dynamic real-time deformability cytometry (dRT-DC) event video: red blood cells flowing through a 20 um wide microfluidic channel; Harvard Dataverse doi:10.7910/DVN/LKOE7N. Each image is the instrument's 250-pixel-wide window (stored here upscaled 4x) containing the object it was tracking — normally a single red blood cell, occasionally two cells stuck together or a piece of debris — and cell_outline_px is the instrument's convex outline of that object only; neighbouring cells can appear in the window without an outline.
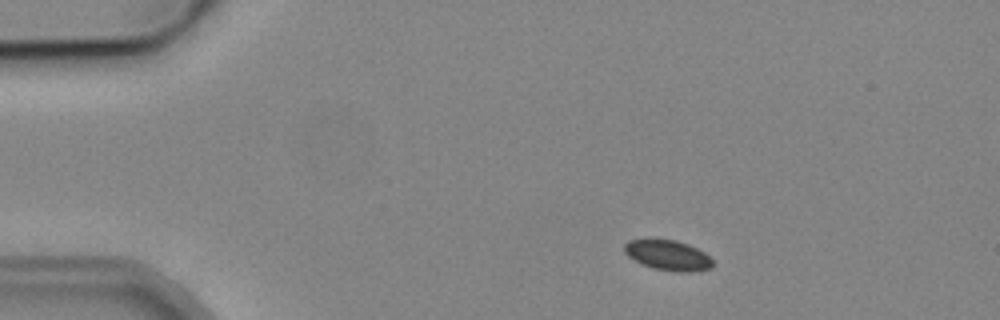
{"species": "common noctule bat (a hibernating species)", "species_latin": "Nyctalus noctula", "temperature_condition": "cold", "stored_images_in_passage": 4, "camera_frame_rate_fps": 3000, "um_per_image_px": 0.085, "animal": {"sex": "male", "body_mass_g": 19.2, "forearm_length_mm": 51.8}, "frame": {"image": 1, "passage_image": 1, "time_ms": 0.0, "image_size_px": [1000, 320], "cell_outline_px": [[712, 268], [688, 272], [676, 272], [652, 268], [640, 264], [628, 256], [624, 252], [624, 244], [628, 240], [648, 236], [676, 240], [688, 244], [704, 252], [712, 260]], "centroid_in_image_um": [56.69, 21.65], "position_along_channel_um": 28.3, "area_um2": 16.18}}